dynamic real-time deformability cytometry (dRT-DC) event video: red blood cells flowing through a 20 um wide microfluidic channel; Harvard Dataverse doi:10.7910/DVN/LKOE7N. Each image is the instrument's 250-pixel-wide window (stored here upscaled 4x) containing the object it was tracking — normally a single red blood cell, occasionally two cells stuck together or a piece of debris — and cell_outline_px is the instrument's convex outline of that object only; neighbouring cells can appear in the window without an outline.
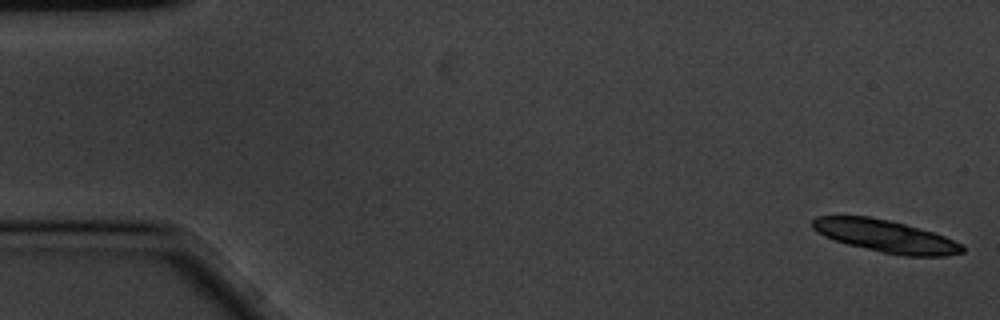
{"species": "common noctule bat (a hibernating species)", "species_latin": "Nyctalus noctula", "temperature_condition": "cold", "stored_images_in_passage": 5, "camera_frame_rate_fps": 3000, "um_per_image_px": 0.085, "animal": {"sex": "male", "body_mass_g": 20.1, "forearm_length_mm": 53.5}, "frame": {"image": 1, "passage_image": 1, "time_ms": 0.0, "image_size_px": [1000, 320], "cell_outline_px": [[964, 252], [944, 256], [904, 256], [884, 252], [848, 244], [824, 236], [816, 232], [812, 228], [812, 220], [816, 216], [868, 216], [892, 220], [920, 228], [944, 236], [964, 244]], "centroid_in_image_um": [75.29, 20.06], "position_along_channel_um": 9.7, "area_um2": 28.21}}